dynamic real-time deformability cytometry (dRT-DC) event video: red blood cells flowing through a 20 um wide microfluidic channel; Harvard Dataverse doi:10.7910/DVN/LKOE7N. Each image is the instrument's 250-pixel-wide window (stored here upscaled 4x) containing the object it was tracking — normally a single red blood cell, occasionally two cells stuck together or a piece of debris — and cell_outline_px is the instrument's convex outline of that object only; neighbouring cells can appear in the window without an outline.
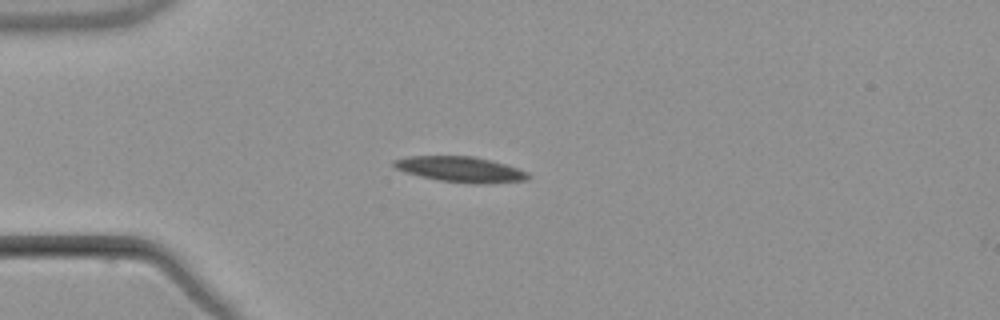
{"species": "common noctule bat (a hibernating species)", "species_latin": "Nyctalus noctula", "temperature_condition": "warm", "stored_images_in_passage": 3, "camera_frame_rate_fps": 3000, "um_per_image_px": 0.085, "animal": {"sex": "male", "body_mass_g": 21.5, "forearm_length_mm": 52.0}, "frame": {"image": 1, "passage_image": 3, "time_ms": 2.667, "image_size_px": [1000, 320], "cell_outline_px": [[532, 176], [528, 180], [476, 184], [440, 180], [420, 176], [396, 168], [392, 164], [392, 160], [408, 156], [472, 156], [492, 160], [528, 172]], "centroid_in_image_um": [39.16, 14.38], "position_along_channel_um": 45.8, "area_um2": 19.77}}